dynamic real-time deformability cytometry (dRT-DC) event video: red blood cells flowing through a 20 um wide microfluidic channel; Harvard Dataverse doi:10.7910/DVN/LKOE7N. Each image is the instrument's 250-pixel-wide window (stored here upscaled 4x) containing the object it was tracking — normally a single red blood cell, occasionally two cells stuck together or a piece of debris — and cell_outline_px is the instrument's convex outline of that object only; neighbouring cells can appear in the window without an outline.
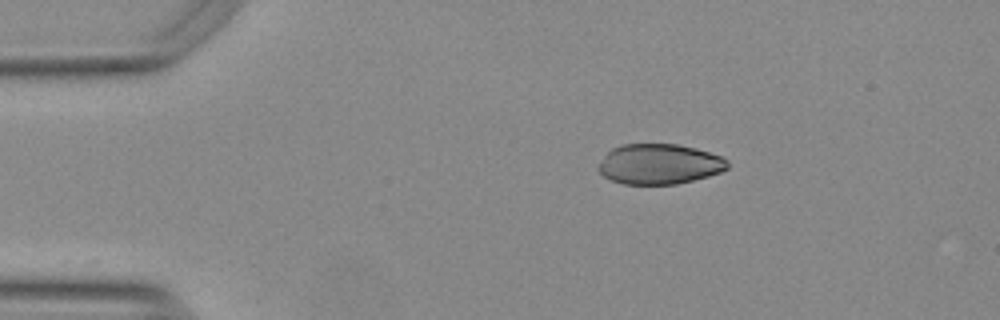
{"species": "Egyptian fruit bat (a non-hibernating species)", "species_latin": "Rousettus aegyptiacus", "temperature_condition": "warm", "stored_images_in_passage": 30, "camera_frame_rate_fps": 3000, "um_per_image_px": 0.085, "animal": {"sex": "female"}, "frame": {"image": 1, "passage_image": 1, "time_ms": 0.0, "image_size_px": [1000, 320], "cell_outline_px": [[728, 168], [720, 172], [708, 176], [676, 184], [624, 184], [612, 180], [604, 176], [596, 168], [604, 156], [612, 148], [624, 144], [676, 144], [696, 148], [720, 156], [728, 160]], "centroid_in_image_um": [56.03, 13.94], "position_along_channel_um": 29.0, "area_um2": 30.17}}
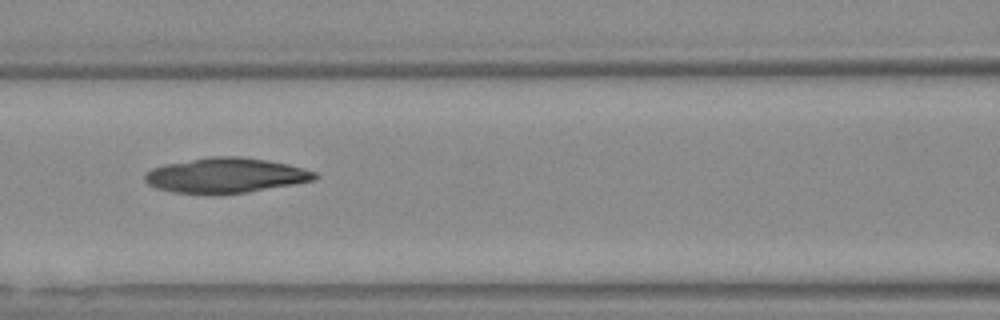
{"frame": {"image": 2, "passage_image": 15, "time_ms": 4.667, "image_size_px": [1000, 320], "cell_outline_px": [[320, 176], [316, 180], [244, 192], [172, 192], [156, 188], [148, 184], [144, 180], [144, 172], [152, 168], [164, 164], [212, 156], [240, 156], [268, 160], [288, 164], [304, 168], [316, 172]], "centroid_in_image_um": [19.19, 14.87], "position_along_channel_um": 147.4, "area_um2": 34.16}}
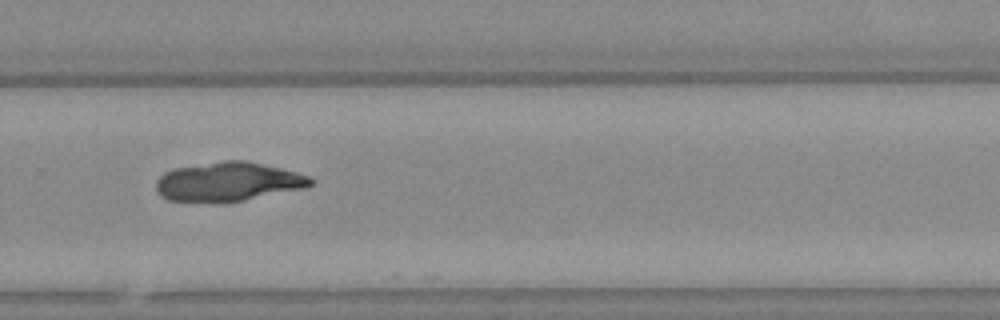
{"frame": {"image": 3, "passage_image": 28, "time_ms": 9.0, "image_size_px": [1000, 320], "cell_outline_px": [[316, 180], [312, 184], [304, 188], [244, 200], [168, 200], [160, 196], [156, 192], [156, 180], [164, 172], [176, 168], [224, 160], [248, 160], [296, 172], [308, 176]], "centroid_in_image_um": [19.41, 15.41], "position_along_channel_um": 310.4, "area_um2": 34.51}}